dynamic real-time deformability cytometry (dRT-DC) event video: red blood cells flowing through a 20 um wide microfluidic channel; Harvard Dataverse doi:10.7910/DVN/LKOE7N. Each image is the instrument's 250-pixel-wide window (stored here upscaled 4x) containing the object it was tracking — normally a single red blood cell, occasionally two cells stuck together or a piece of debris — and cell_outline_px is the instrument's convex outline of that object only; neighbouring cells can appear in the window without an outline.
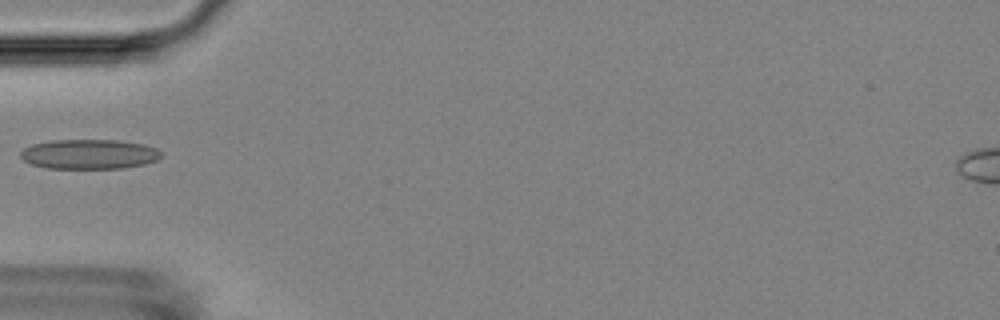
{"species": "Egyptian fruit bat (a non-hibernating species)", "species_latin": "Rousettus aegyptiacus", "temperature_condition": "room temperature", "stored_images_in_passage": 6, "camera_frame_rate_fps": 3000, "um_per_image_px": 0.085, "animal": {"sex": "female"}, "frame": {"image": 1, "passage_image": 6, "time_ms": 5.667, "image_size_px": [1000, 320], "cell_outline_px": [[164, 152], [156, 160], [144, 164], [124, 168], [44, 168], [32, 164], [24, 160], [20, 156], [20, 152], [24, 148], [32, 144], [52, 140], [120, 140], [144, 144], [156, 148]], "centroid_in_image_um": [7.59, 13.1], "position_along_channel_um": 77.4, "area_um2": 24.45}}